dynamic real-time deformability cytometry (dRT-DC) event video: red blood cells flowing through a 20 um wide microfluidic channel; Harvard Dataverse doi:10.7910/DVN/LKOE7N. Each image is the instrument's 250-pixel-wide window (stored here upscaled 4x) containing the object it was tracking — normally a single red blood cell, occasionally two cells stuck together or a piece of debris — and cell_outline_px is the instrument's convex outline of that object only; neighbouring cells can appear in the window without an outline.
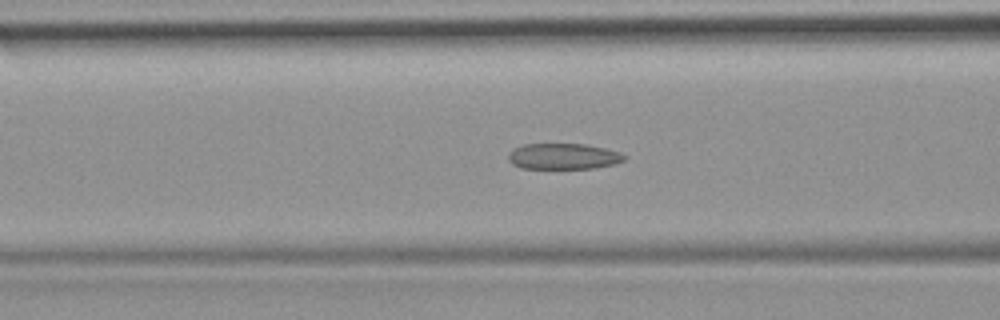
{"species": "common noctule bat (a hibernating species)", "species_latin": "Nyctalus noctula", "temperature_condition": "room temperature", "stored_images_in_passage": 43, "camera_frame_rate_fps": 3000, "um_per_image_px": 0.085, "animal": {"sex": "female", "body_mass_g": 19.9}, "frame": {"image": 1, "passage_image": 13, "time_ms": 4.0, "image_size_px": [1000, 320], "cell_outline_px": [[624, 160], [612, 164], [596, 168], [520, 168], [512, 164], [508, 160], [508, 152], [512, 148], [524, 144], [584, 144], [604, 148], [620, 152], [624, 156]], "centroid_in_image_um": [47.82, 13.28], "position_along_channel_um": 118.8, "area_um2": 17.46}}